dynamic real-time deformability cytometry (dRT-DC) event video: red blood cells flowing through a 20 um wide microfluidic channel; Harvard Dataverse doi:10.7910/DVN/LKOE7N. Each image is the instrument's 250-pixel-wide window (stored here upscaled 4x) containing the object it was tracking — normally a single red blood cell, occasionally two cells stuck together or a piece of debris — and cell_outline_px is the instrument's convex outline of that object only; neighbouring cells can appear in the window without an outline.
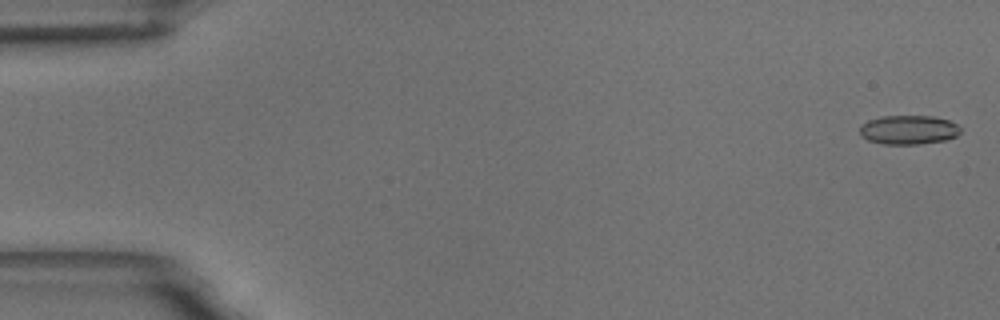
{"species": "common noctule bat (a hibernating species)", "species_latin": "Nyctalus noctula", "temperature_condition": "room temperature", "stored_images_in_passage": 13, "camera_frame_rate_fps": 3000, "um_per_image_px": 0.085, "animal": {"sex": "male", "body_mass_g": 18.8}, "frame": {"image": 1, "passage_image": 2, "time_ms": 0.333, "image_size_px": [1000, 320], "cell_outline_px": [[960, 132], [956, 136], [944, 140], [920, 144], [884, 144], [868, 140], [860, 136], [860, 124], [868, 120], [880, 116], [932, 116], [948, 120], [956, 124], [960, 128]], "centroid_in_image_um": [77.19, 11.03], "position_along_channel_um": 7.8, "area_um2": 17.11}}